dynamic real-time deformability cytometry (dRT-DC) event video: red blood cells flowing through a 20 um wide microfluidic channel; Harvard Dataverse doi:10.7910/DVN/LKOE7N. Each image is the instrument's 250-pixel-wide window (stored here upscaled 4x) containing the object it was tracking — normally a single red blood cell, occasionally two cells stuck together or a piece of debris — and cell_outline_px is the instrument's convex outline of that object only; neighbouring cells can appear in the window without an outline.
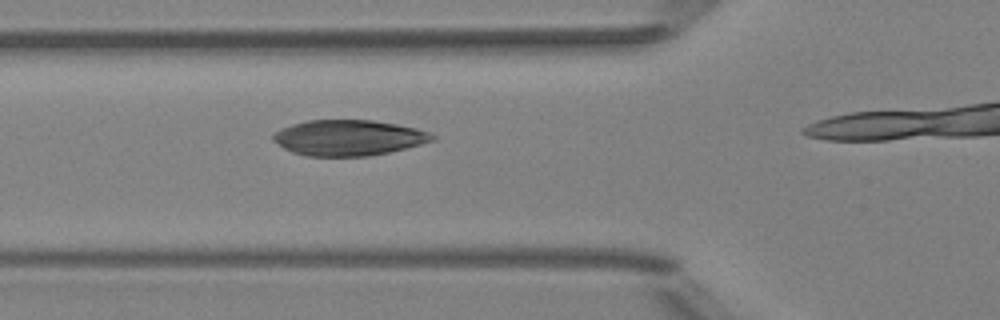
{"species": "Egyptian fruit bat (a non-hibernating species)", "species_latin": "Rousettus aegyptiacus", "temperature_condition": "room temperature", "stored_images_in_passage": 15, "camera_frame_rate_fps": 3000, "um_per_image_px": 0.085, "animal": {"sex": "female"}, "frame": {"image": 1, "passage_image": 11, "time_ms": 3.333, "image_size_px": [1000, 320], "cell_outline_px": [[436, 140], [388, 152], [368, 156], [304, 156], [292, 152], [284, 148], [272, 140], [272, 136], [280, 128], [292, 124], [308, 120], [372, 120], [396, 124], [416, 128], [428, 132], [436, 136]], "centroid_in_image_um": [29.6, 11.71], "position_along_channel_um": 96.2, "area_um2": 33.0}}